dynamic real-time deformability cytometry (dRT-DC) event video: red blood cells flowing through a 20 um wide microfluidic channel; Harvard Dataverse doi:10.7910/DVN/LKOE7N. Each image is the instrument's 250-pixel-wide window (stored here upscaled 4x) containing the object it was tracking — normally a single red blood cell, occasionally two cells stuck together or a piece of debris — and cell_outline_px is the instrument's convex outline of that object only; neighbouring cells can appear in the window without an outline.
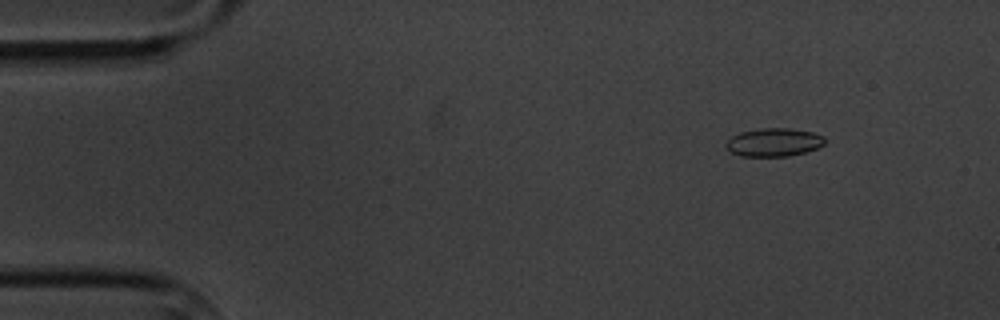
{"species": "common noctule bat (a hibernating species)", "species_latin": "Nyctalus noctula", "temperature_condition": "cold", "stored_images_in_passage": 5, "camera_frame_rate_fps": 3000, "um_per_image_px": 0.085, "animal": {"sex": "male", "body_mass_g": 20.1, "forearm_length_mm": 53.5}, "frame": {"image": 1, "passage_image": 2, "time_ms": 1.333, "image_size_px": [1000, 320], "cell_outline_px": [[824, 144], [816, 148], [804, 152], [788, 156], [740, 156], [732, 152], [724, 144], [732, 136], [740, 132], [760, 128], [788, 128], [812, 132], [824, 136]], "centroid_in_image_um": [65.76, 12.09], "position_along_channel_um": 19.2, "area_um2": 16.13}}
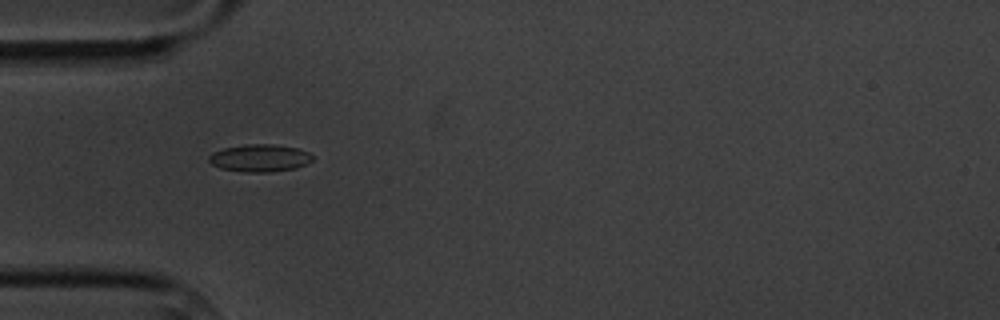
{"frame": {"image": 2, "passage_image": 5, "time_ms": 5.0, "image_size_px": [1000, 320], "cell_outline_px": [[312, 160], [296, 168], [268, 172], [244, 172], [220, 168], [212, 164], [208, 160], [208, 156], [212, 152], [224, 148], [244, 144], [272, 144], [296, 148], [308, 152], [312, 156]], "centroid_in_image_um": [22.03, 13.43], "position_along_channel_um": 63.0, "area_um2": 16.47}}